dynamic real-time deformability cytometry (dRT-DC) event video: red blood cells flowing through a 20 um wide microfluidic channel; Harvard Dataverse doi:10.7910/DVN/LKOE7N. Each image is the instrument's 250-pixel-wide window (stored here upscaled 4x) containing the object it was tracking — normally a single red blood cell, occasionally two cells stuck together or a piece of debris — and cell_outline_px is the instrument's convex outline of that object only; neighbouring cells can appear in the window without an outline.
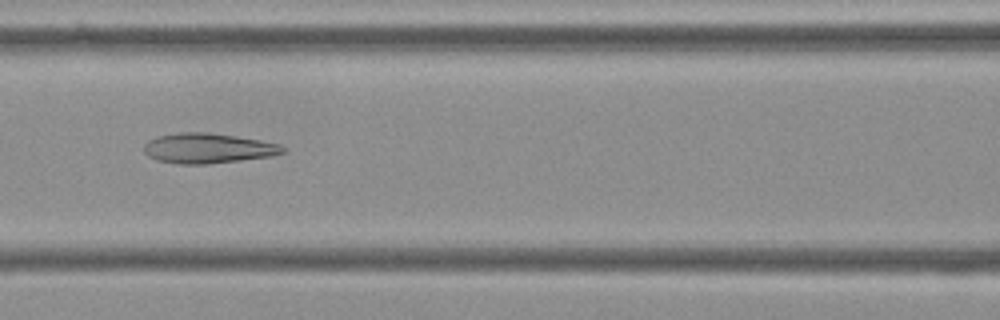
{"species": "Egyptian fruit bat (a non-hibernating species)", "species_latin": "Rousettus aegyptiacus", "temperature_condition": "cold", "stored_images_in_passage": 49, "camera_frame_rate_fps": 3000, "um_per_image_px": 0.085, "frame": {"image": 1, "passage_image": 18, "time_ms": 5.667, "image_size_px": [1000, 320], "cell_outline_px": [[284, 152], [272, 156], [240, 160], [204, 164], [176, 164], [156, 160], [148, 156], [144, 152], [144, 144], [148, 140], [156, 136], [180, 132], [208, 132], [236, 136], [260, 140], [280, 144], [284, 148]], "centroid_in_image_um": [17.63, 12.6], "position_along_channel_um": 149.0, "area_um2": 24.39}}
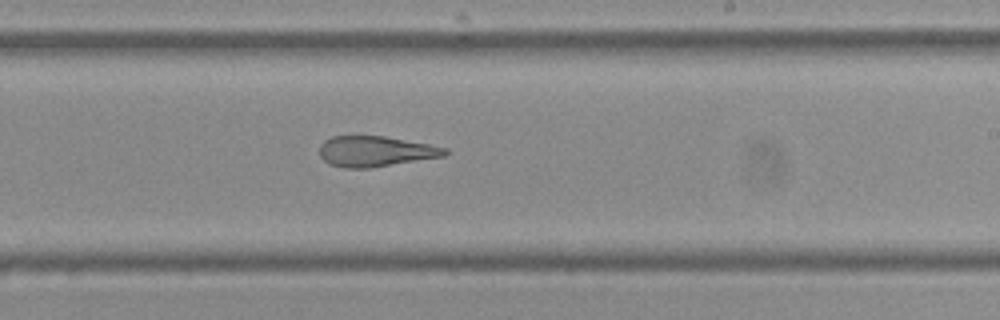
{"frame": {"image": 2, "passage_image": 27, "time_ms": 8.667, "image_size_px": [1000, 320], "cell_outline_px": [[448, 152], [444, 156], [368, 168], [344, 168], [328, 164], [320, 156], [320, 144], [324, 140], [332, 136], [384, 136], [428, 144], [448, 148]], "centroid_in_image_um": [31.88, 12.86], "position_along_channel_um": 257.1, "area_um2": 22.2}}
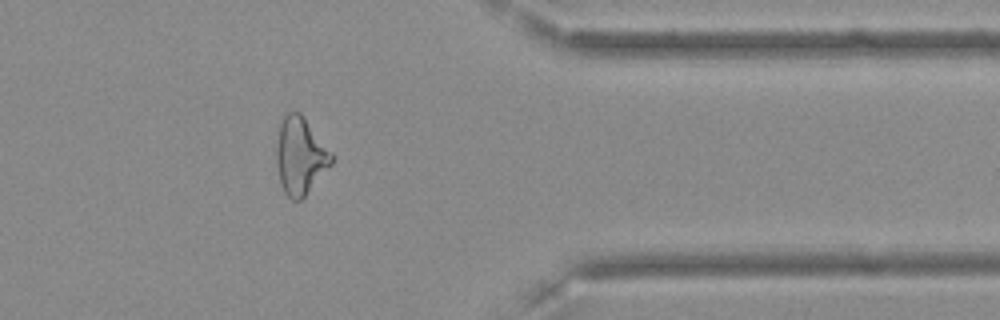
{"frame": {"image": 3, "passage_image": 39, "time_ms": 12.667, "image_size_px": [1000, 320], "cell_outline_px": [[332, 164], [304, 196], [300, 200], [292, 200], [284, 192], [280, 180], [276, 160], [276, 148], [280, 120], [288, 112], [300, 112], [332, 152]], "centroid_in_image_um": [25.51, 13.23], "position_along_channel_um": 385.9, "area_um2": 24.51}, "authors_computed_cell_mechanics": {"area_um2": 25.2586, "velocity_mm_per_s": 3.6157, "shape_relaxation_time_tau1_ms": null, "shape_relaxation_time_tau2_ms": 3.4917, "deformation_change_tau1": null, "deformation_change_tau2": 0.1379}}